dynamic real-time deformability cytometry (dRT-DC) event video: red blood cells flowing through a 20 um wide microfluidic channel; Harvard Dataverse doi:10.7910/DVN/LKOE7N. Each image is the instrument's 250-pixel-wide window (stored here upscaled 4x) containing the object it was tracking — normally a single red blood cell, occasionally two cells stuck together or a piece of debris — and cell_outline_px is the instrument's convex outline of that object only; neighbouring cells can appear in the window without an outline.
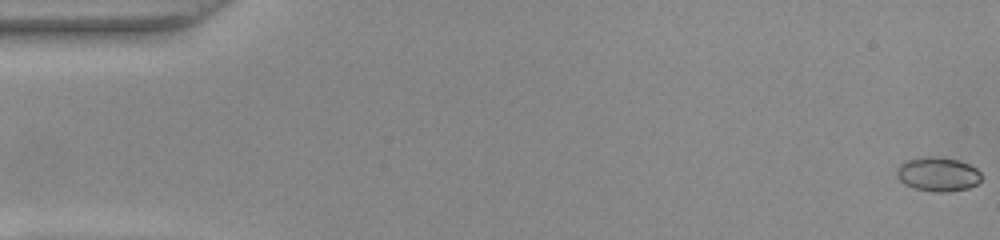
{"species": "common noctule bat (a hibernating species)", "species_latin": "Nyctalus noctula", "temperature_condition": "warm", "stored_images_in_passage": 53, "camera_frame_rate_fps": 3000, "um_per_image_px": 0.085, "animal": {"sex": "female", "body_mass_g": 22.0, "forearm_length_mm": 56.7}, "frame": {"image": 1, "passage_image": 1, "time_ms": 0.0, "image_size_px": [1000, 240], "cell_outline_px": [[984, 176], [976, 184], [968, 188], [944, 192], [932, 192], [916, 188], [904, 184], [896, 176], [896, 168], [904, 160], [924, 156], [932, 156], [956, 160], [968, 164], [976, 168]], "centroid_in_image_um": [79.69, 14.8], "position_along_channel_um": 5.3, "area_um2": 16.94}}
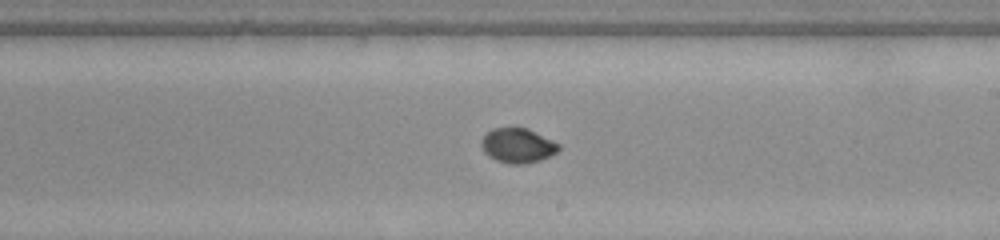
{"frame": {"image": 2, "passage_image": 31, "time_ms": 10.0, "image_size_px": [1000, 240], "cell_outline_px": [[560, 148], [556, 152], [540, 160], [524, 164], [508, 164], [496, 160], [488, 156], [484, 152], [480, 144], [484, 136], [492, 128], [528, 128], [560, 144]], "centroid_in_image_um": [43.99, 12.38], "position_along_channel_um": 245.0, "area_um2": 15.55}}
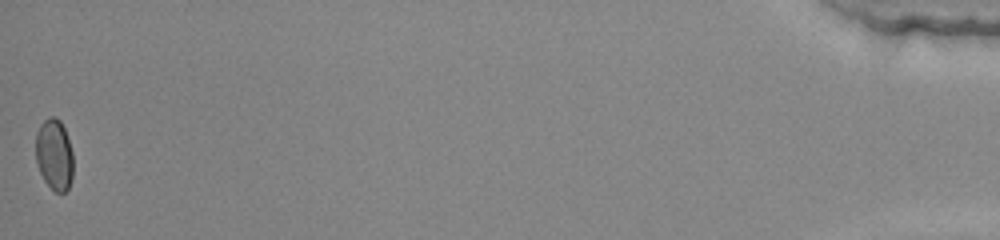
{"frame": {"image": 3, "passage_image": 53, "time_ms": 17.333, "image_size_px": [1000, 240], "cell_outline_px": [[72, 176], [68, 188], [64, 192], [56, 192], [44, 180], [40, 172], [36, 160], [36, 132], [40, 124], [48, 116], [56, 116], [60, 120], [64, 128], [72, 152]], "centroid_in_image_um": [4.6, 13.1], "position_along_channel_um": 430.6, "area_um2": 15.43}}